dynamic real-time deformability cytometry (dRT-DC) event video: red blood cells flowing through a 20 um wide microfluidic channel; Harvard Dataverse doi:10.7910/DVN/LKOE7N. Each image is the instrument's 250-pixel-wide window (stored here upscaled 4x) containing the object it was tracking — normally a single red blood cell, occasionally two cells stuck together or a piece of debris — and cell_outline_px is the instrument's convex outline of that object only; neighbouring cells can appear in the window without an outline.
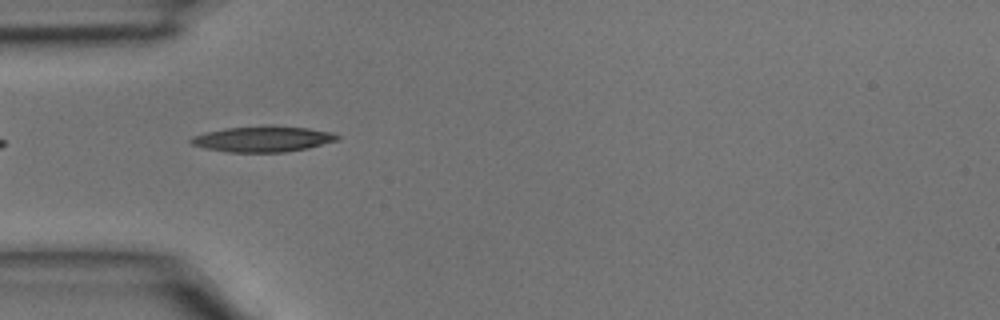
{"species": "common noctule bat (a hibernating species)", "species_latin": "Nyctalus noctula", "temperature_condition": "room temperature", "stored_images_in_passage": 5, "camera_frame_rate_fps": 3000, "um_per_image_px": 0.085, "animal": {"sex": "male", "body_mass_g": 15.6}, "frame": {"image": 1, "passage_image": 4, "time_ms": 1.0, "image_size_px": [1000, 320], "cell_outline_px": [[340, 140], [308, 148], [284, 152], [228, 152], [208, 148], [192, 144], [188, 140], [192, 136], [224, 128], [308, 128], [332, 132], [340, 136]], "centroid_in_image_um": [22.38, 11.85], "position_along_channel_um": 62.6, "area_um2": 20.98}}